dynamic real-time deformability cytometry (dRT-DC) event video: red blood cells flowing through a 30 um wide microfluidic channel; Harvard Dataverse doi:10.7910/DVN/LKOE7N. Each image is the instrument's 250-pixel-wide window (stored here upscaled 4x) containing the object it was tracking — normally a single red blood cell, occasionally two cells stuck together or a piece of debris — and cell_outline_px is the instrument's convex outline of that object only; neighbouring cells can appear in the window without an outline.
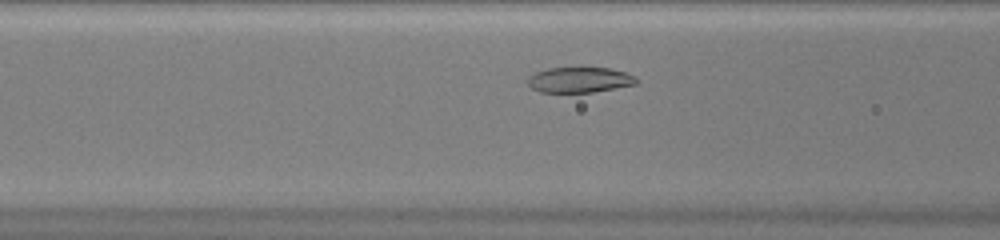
{"species": "common noctule bat (a hibernating species)", "species_latin": "Nyctalus noctula", "temperature_condition": "warm", "stored_images_in_passage": 31, "camera_frame_rate_fps": 3000, "um_per_image_px": 0.085, "animal": {"sex": "female", "body_mass_g": 20.0, "forearm_length_mm": 54.0}, "frame": {"image": 1, "passage_image": 8, "time_ms": 2.333, "image_size_px": [1000, 240], "cell_outline_px": [[640, 80], [636, 84], [592, 92], [540, 92], [532, 88], [528, 84], [528, 76], [536, 72], [548, 68], [608, 68], [624, 72], [636, 76]], "centroid_in_image_um": [49.27, 6.79], "position_along_channel_um": 117.3, "area_um2": 16.01}}
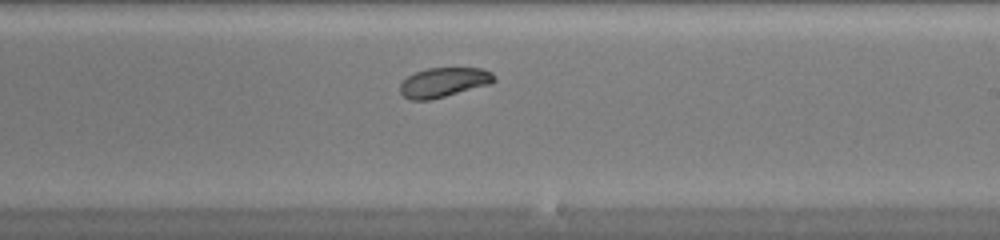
{"frame": {"image": 2, "passage_image": 18, "time_ms": 5.667, "image_size_px": [1000, 240], "cell_outline_px": [[496, 80], [492, 84], [428, 100], [412, 100], [404, 96], [400, 92], [400, 84], [408, 76], [416, 72], [428, 68], [480, 68], [492, 72], [496, 76]], "centroid_in_image_um": [37.76, 6.99], "position_along_channel_um": 251.2, "area_um2": 16.13}}
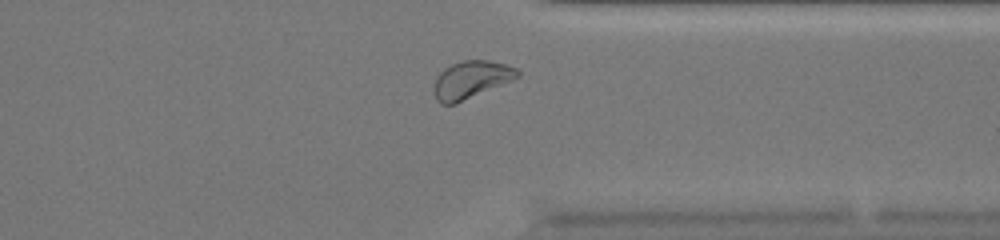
{"frame": {"image": 3, "passage_image": 27, "time_ms": 8.667, "image_size_px": [1000, 240], "cell_outline_px": [[520, 76], [512, 80], [456, 104], [440, 104], [436, 100], [436, 76], [444, 68], [452, 64], [464, 60], [488, 60], [504, 64], [516, 68], [520, 72]], "centroid_in_image_um": [40.06, 6.77], "position_along_channel_um": 371.3, "area_um2": 18.03}, "authors_computed_cell_mechanics": {"area_um2": 16.9932, "velocity_mm_per_s": 4.0231, "shape_relaxation_time_tau1_ms": 1.9004, "shape_relaxation_time_tau2_ms": null, "deformation_change_tau1": 0.0861, "deformation_change_tau2": null}}